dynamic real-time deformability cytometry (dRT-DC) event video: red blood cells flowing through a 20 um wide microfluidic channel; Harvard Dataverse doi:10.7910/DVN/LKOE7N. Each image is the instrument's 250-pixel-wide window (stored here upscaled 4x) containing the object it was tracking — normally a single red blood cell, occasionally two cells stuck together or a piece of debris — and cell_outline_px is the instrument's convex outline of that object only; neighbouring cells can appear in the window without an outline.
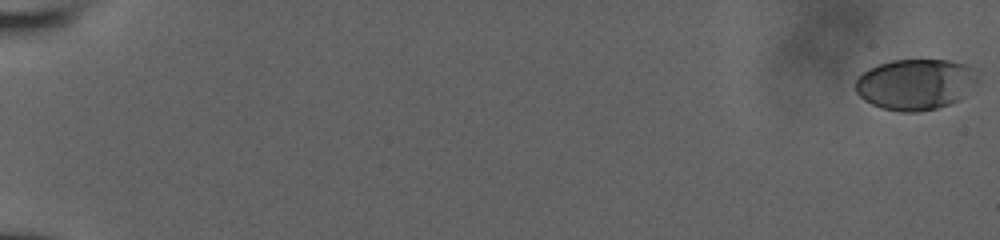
{"species": "human", "species_latin": "Homo sapiens", "temperature_condition": "room temperature", "stored_images_in_passage": 15, "segment_of_instrument_passage": [1, 2], "camera_frame_rate_fps": 3000, "um_per_image_px": 0.085, "donor": {"sex": "male"}, "frame": {"image": 1, "passage_image": 1, "time_ms": 0.0, "image_size_px": [1000, 240], "cell_outline_px": [[976, 80], [960, 100], [936, 108], [920, 112], [900, 112], [884, 108], [872, 104], [864, 100], [856, 92], [856, 80], [868, 68], [892, 60], [948, 60], [968, 64], [972, 68]], "centroid_in_image_um": [77.79, 7.17], "position_along_channel_um": 7.2, "area_um2": 35.89}}
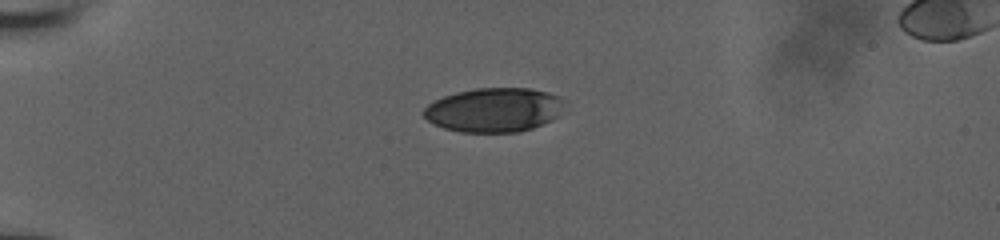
{"frame": {"image": 2, "passage_image": 13, "time_ms": 5.667, "image_size_px": [1000, 240], "cell_outline_px": [[560, 116], [552, 120], [532, 128], [520, 132], [460, 132], [444, 128], [428, 120], [420, 112], [428, 104], [444, 96], [456, 92], [476, 88], [528, 88], [548, 92], [560, 96]], "centroid_in_image_um": [41.96, 9.34], "position_along_channel_um": 43.0, "area_um2": 36.13}}